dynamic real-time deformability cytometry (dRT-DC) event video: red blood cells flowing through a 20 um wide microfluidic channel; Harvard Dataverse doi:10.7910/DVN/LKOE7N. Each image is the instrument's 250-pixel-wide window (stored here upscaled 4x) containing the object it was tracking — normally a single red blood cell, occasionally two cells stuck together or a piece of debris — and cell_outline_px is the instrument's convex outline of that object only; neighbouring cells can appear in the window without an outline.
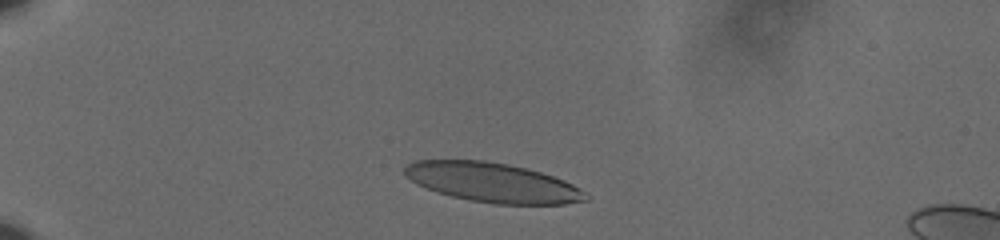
{"species": "human", "species_latin": "Homo sapiens", "temperature_condition": "cold", "stored_images_in_passage": 43, "camera_frame_rate_fps": 3000, "um_per_image_px": 0.085, "donor": {"sex": "male"}, "frame": {"image": 1, "passage_image": 5, "time_ms": 1.333, "image_size_px": [1000, 240], "cell_outline_px": [[588, 200], [564, 204], [496, 204], [472, 200], [452, 196], [436, 192], [416, 184], [404, 176], [404, 168], [408, 164], [416, 160], [484, 160], [508, 164], [540, 172], [564, 180], [588, 192]], "centroid_in_image_um": [41.86, 15.51], "position_along_channel_um": 43.1, "area_um2": 41.62}}
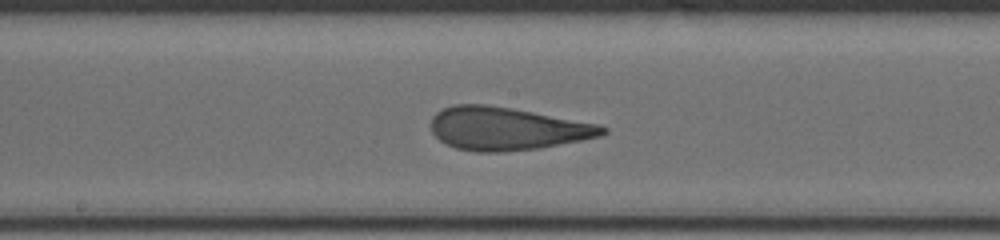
{"frame": {"image": 2, "passage_image": 23, "time_ms": 7.333, "image_size_px": [1000, 240], "cell_outline_px": [[608, 132], [600, 136], [584, 140], [540, 148], [504, 152], [476, 152], [456, 148], [444, 144], [432, 132], [432, 116], [436, 112], [444, 108], [456, 104], [484, 104], [512, 108], [600, 124], [608, 128]], "centroid_in_image_um": [43.11, 10.94], "position_along_channel_um": 205.1, "area_um2": 43.18}}
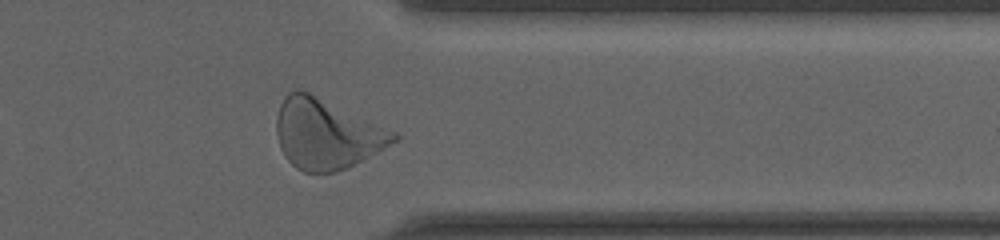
{"frame": {"image": 3, "passage_image": 38, "time_ms": 12.333, "image_size_px": [1000, 240], "cell_outline_px": [[400, 136], [396, 140], [348, 168], [336, 172], [304, 172], [296, 168], [284, 156], [280, 148], [276, 132], [276, 116], [280, 104], [284, 96], [288, 92], [296, 88], [308, 92], [396, 132]], "centroid_in_image_um": [27.69, 11.38], "position_along_channel_um": 383.7, "area_um2": 47.34}, "authors_computed_cell_mechanics": {"area_um2": 43.1188, "velocity_mm_per_s": 3.6178, "shape_relaxation_time_tau1_ms": 7.2618, "shape_relaxation_time_tau2_ms": 1.261, "deformation_change_tau1": 0.2406, "deformation_change_tau2": 0.1091}}